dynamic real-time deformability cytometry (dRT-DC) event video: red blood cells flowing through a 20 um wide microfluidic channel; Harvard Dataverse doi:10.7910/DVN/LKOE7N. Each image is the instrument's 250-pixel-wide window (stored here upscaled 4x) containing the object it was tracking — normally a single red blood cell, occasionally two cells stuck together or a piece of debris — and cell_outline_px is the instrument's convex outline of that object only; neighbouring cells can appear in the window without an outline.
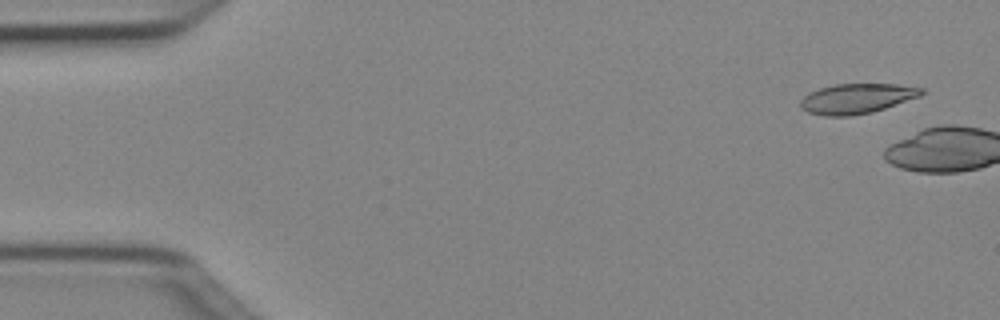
{"species": "Egyptian fruit bat (a non-hibernating species)", "species_latin": "Rousettus aegyptiacus", "temperature_condition": "cold", "stored_images_in_passage": 5, "camera_frame_rate_fps": 3000, "um_per_image_px": 0.085, "animal": {"sex": "female"}, "frame": {"image": 1, "passage_image": 3, "time_ms": 0.667, "image_size_px": [1000, 320], "cell_outline_px": [[924, 92], [920, 96], [872, 112], [852, 116], [824, 116], [808, 112], [800, 108], [800, 100], [808, 92], [820, 88], [836, 84], [896, 84], [924, 88]], "centroid_in_image_um": [72.79, 8.38], "position_along_channel_um": 12.2, "area_um2": 21.15}}